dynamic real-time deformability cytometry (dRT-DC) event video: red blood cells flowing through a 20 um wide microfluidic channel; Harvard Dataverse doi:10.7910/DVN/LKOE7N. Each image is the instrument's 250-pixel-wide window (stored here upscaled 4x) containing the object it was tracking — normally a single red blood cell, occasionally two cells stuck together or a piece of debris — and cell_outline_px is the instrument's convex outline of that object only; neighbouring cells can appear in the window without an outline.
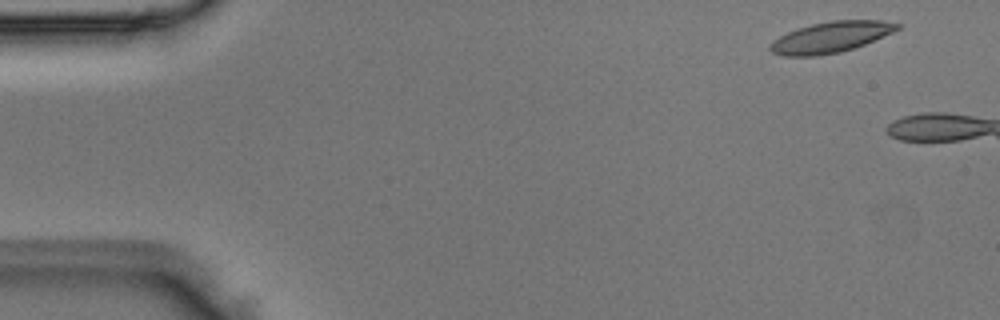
{"species": "Egyptian fruit bat (a non-hibernating species)", "species_latin": "Rousettus aegyptiacus", "temperature_condition": "room temperature", "stored_images_in_passage": 6, "camera_frame_rate_fps": 3000, "um_per_image_px": 0.085, "animal": {"sex": "male"}, "frame": {"image": 1, "passage_image": 1, "time_ms": 0.0, "image_size_px": [1000, 320], "cell_outline_px": [[900, 28], [892, 32], [864, 44], [840, 52], [816, 56], [784, 56], [772, 52], [768, 48], [768, 44], [772, 40], [796, 28], [812, 24], [832, 20], [880, 20], [900, 24]], "centroid_in_image_um": [70.55, 3.16], "position_along_channel_um": 14.4, "area_um2": 22.77}}